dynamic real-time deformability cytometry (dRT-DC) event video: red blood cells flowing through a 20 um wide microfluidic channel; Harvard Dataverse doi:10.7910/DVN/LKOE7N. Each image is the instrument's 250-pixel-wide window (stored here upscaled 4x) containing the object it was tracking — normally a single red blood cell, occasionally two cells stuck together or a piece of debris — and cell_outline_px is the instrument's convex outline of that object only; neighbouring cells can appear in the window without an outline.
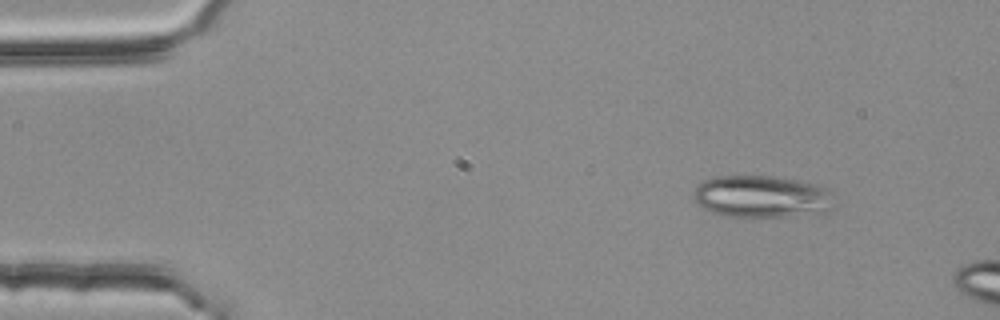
{"species": "common noctule bat (a hibernating species)", "species_latin": "Nyctalus noctula", "temperature_condition": "room temperature", "stored_images_in_passage": 3, "camera_frame_rate_fps": 3000, "um_per_image_px": 0.085, "animal": {"sex": "female", "body_mass_g": 25.1}, "frame": {"image": 1, "passage_image": 1, "time_ms": 0.0, "image_size_px": [1000, 320], "cell_outline_px": [[828, 192], [820, 200], [788, 216], [724, 216], [712, 212], [704, 208], [696, 200], [696, 188], [704, 180], [716, 176], [772, 176], [800, 180], [816, 184], [824, 188]], "centroid_in_image_um": [64.35, 16.62], "position_along_channel_um": 20.7, "area_um2": 31.21}}